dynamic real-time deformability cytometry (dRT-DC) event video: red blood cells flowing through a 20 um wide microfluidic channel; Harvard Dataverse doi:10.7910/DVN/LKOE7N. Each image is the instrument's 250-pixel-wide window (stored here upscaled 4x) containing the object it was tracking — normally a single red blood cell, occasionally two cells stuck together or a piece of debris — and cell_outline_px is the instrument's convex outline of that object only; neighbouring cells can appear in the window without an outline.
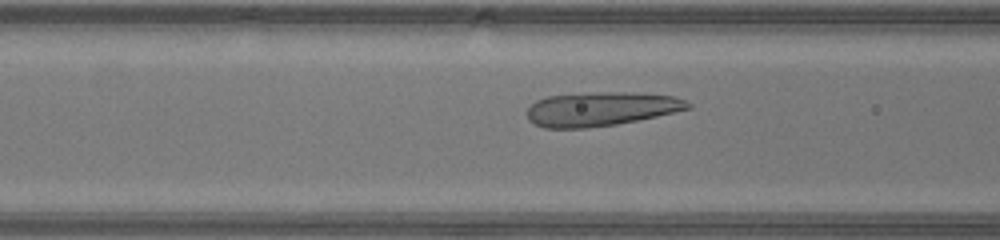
{"species": "human", "species_latin": "Homo sapiens", "temperature_condition": "warm", "stored_images_in_passage": 47, "camera_frame_rate_fps": 3000, "um_per_image_px": 0.085, "donor": {"sex": "male"}, "frame": {"image": 1, "passage_image": 18, "time_ms": 5.667, "image_size_px": [1000, 240], "cell_outline_px": [[692, 108], [656, 116], [616, 124], [588, 128], [544, 128], [528, 120], [528, 108], [536, 100], [548, 96], [592, 92], [624, 92], [672, 96], [684, 100], [692, 104]], "centroid_in_image_um": [51.06, 9.26], "position_along_channel_um": 115.5, "area_um2": 31.67}}
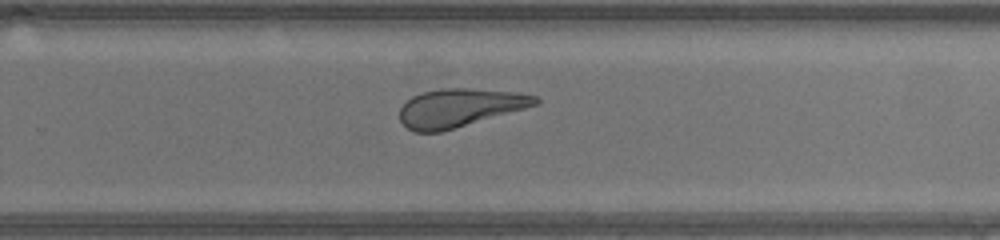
{"frame": {"image": 2, "passage_image": 30, "time_ms": 9.667, "image_size_px": [1000, 240], "cell_outline_px": [[540, 104], [440, 132], [416, 132], [408, 128], [400, 120], [400, 108], [412, 96], [424, 92], [440, 88], [464, 88], [512, 92], [536, 96], [540, 100]], "centroid_in_image_um": [39.06, 9.16], "position_along_channel_um": 290.7, "area_um2": 29.82}}
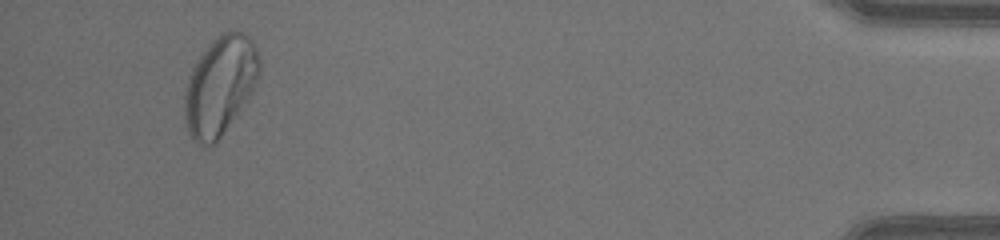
{"frame": {"image": 3, "passage_image": 44, "time_ms": 14.333, "image_size_px": [1000, 240], "cell_outline_px": [[260, 72], [256, 84], [248, 100], [216, 144], [200, 144], [192, 140], [188, 132], [184, 120], [184, 92], [188, 76], [196, 60], [204, 48], [212, 40], [224, 32], [244, 32], [252, 40], [256, 48], [260, 60]], "centroid_in_image_um": [18.69, 7.29], "position_along_channel_um": 416.5, "area_um2": 43.52}, "authors_computed_cell_mechanics": {"area_um2": 34.102, "velocity_mm_per_s": 4.3874, "shape_relaxation_time_tau1_ms": null, "shape_relaxation_time_tau2_ms": 1.2762, "deformation_change_tau1": null, "deformation_change_tau2": 0.0992}}